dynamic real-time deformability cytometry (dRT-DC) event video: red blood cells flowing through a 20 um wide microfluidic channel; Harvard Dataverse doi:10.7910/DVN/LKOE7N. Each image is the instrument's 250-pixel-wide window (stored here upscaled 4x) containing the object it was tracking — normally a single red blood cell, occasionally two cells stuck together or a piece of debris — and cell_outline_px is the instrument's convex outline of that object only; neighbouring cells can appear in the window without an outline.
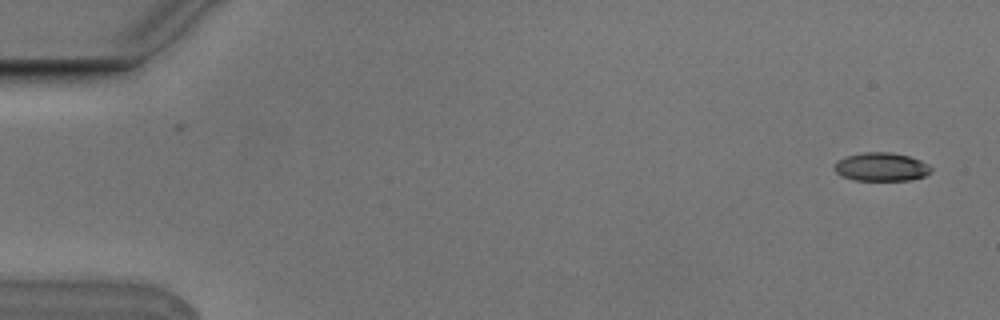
{"species": "Egyptian fruit bat (a non-hibernating species)", "species_latin": "Rousettus aegyptiacus", "temperature_condition": "cold", "stored_images_in_passage": 2, "camera_frame_rate_fps": 3000, "um_per_image_px": 0.085, "animal": {"sex": "male"}, "frame": {"image": 1, "passage_image": 2, "time_ms": 0.333, "image_size_px": [1000, 320], "cell_outline_px": [[932, 172], [924, 176], [908, 180], [852, 180], [836, 172], [832, 168], [832, 164], [836, 160], [844, 156], [864, 152], [892, 152], [908, 156], [920, 160], [928, 164], [932, 168]], "centroid_in_image_um": [74.87, 14.17], "position_along_channel_um": 10.1, "area_um2": 16.24}}